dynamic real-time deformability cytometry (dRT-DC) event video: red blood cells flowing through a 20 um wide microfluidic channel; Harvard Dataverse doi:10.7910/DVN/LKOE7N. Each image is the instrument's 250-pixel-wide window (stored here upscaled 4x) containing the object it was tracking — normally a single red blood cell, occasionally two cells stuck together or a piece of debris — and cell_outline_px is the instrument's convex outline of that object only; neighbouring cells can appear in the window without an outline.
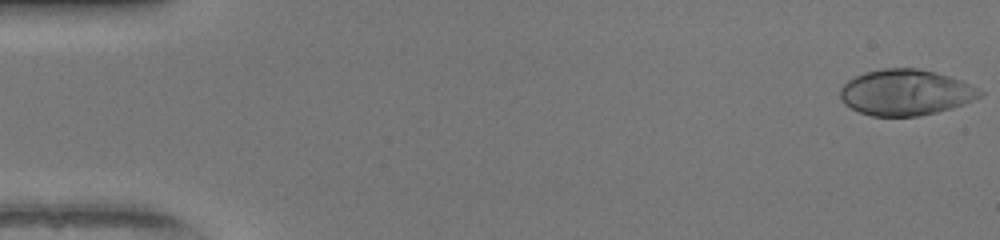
{"species": "human", "species_latin": "Homo sapiens", "temperature_condition": "warm", "stored_images_in_passage": 51, "camera_frame_rate_fps": 3000, "um_per_image_px": 0.085, "donor": {"sex": "female"}, "frame": {"image": 1, "passage_image": 1, "time_ms": 0.0, "image_size_px": [1000, 240], "cell_outline_px": [[984, 92], [980, 96], [964, 104], [952, 108], [920, 116], [872, 116], [860, 112], [844, 104], [840, 100], [840, 88], [848, 80], [864, 72], [884, 68], [920, 68], [936, 72], [960, 80], [980, 88]], "centroid_in_image_um": [76.98, 7.85], "position_along_channel_um": 8.0, "area_um2": 37.45}}
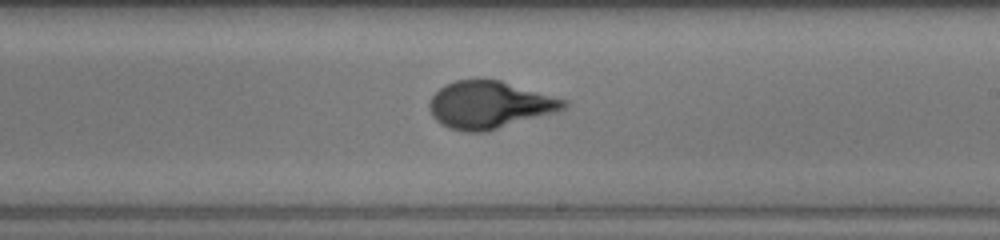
{"frame": {"image": 2, "passage_image": 30, "time_ms": 9.667, "image_size_px": [1000, 240], "cell_outline_px": [[568, 104], [564, 108], [556, 112], [488, 132], [464, 132], [448, 128], [440, 124], [432, 116], [428, 108], [428, 104], [432, 96], [444, 84], [456, 80], [480, 76], [484, 76], [500, 80], [568, 100]], "centroid_in_image_um": [41.58, 8.89], "position_along_channel_um": 247.4, "area_um2": 37.97}}
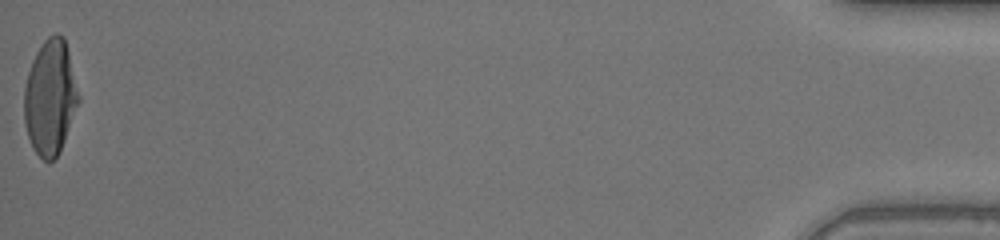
{"frame": {"image": 3, "passage_image": 51, "time_ms": 16.667, "image_size_px": [1000, 240], "cell_outline_px": [[80, 100], [60, 152], [52, 160], [44, 160], [32, 148], [24, 124], [24, 88], [28, 72], [32, 60], [36, 52], [44, 40], [48, 36], [56, 32], [64, 36], [80, 96]], "centroid_in_image_um": [4.26, 8.26], "position_along_channel_um": 430.9, "area_um2": 36.53}, "authors_computed_cell_mechanics": {"area_um2": 36.2984, "velocity_mm_per_s": 4.0913, "shape_relaxation_time_tau1_ms": 4.6922, "shape_relaxation_time_tau2_ms": null, "deformation_change_tau1": 0.2689, "deformation_change_tau2": null}}